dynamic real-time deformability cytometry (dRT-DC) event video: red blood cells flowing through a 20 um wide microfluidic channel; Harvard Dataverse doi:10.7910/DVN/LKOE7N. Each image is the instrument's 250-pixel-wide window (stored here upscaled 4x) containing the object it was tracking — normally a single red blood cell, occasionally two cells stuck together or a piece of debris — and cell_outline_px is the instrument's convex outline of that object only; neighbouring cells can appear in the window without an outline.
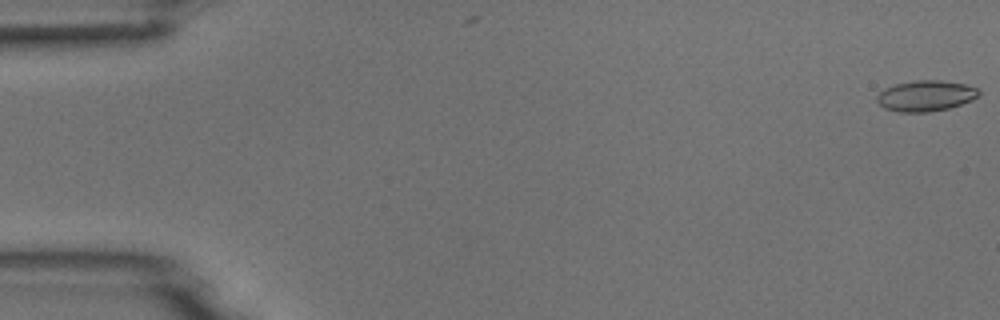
{"species": "common noctule bat (a hibernating species)", "species_latin": "Nyctalus noctula", "temperature_condition": "room temperature", "stored_images_in_passage": 7, "camera_frame_rate_fps": 3000, "um_per_image_px": 0.085, "animal": {"sex": "male", "body_mass_g": 18.8}, "frame": {"image": 1, "passage_image": 1, "time_ms": 0.0, "image_size_px": [1000, 320], "cell_outline_px": [[980, 96], [972, 100], [948, 108], [928, 112], [900, 112], [884, 108], [876, 100], [876, 96], [884, 88], [896, 84], [916, 80], [940, 80], [964, 84], [980, 88]], "centroid_in_image_um": [78.7, 8.14], "position_along_channel_um": 6.3, "area_um2": 18.32}}